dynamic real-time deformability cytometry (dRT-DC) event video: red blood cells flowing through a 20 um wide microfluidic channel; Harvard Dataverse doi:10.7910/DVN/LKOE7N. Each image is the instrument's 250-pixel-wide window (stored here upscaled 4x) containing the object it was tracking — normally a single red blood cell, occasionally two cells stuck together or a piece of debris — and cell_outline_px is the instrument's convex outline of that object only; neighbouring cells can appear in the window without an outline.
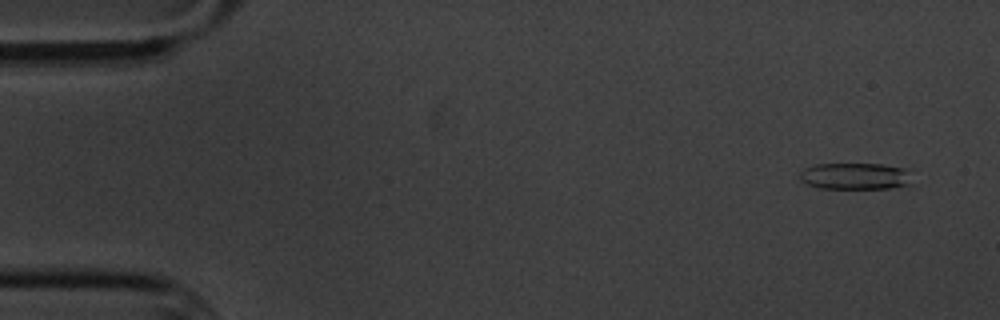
{"species": "common noctule bat (a hibernating species)", "species_latin": "Nyctalus noctula", "temperature_condition": "cold", "stored_images_in_passage": 7, "camera_frame_rate_fps": 3000, "um_per_image_px": 0.085, "animal": {"sex": "male", "body_mass_g": 20.1, "forearm_length_mm": 53.5}, "frame": {"image": 1, "passage_image": 2, "time_ms": 1.0, "image_size_px": [1000, 320], "cell_outline_px": [[908, 184], [888, 188], [820, 188], [808, 184], [800, 180], [800, 172], [804, 168], [816, 164], [880, 164], [904, 168]], "centroid_in_image_um": [72.57, 14.96], "position_along_channel_um": 12.4, "area_um2": 16.88}}
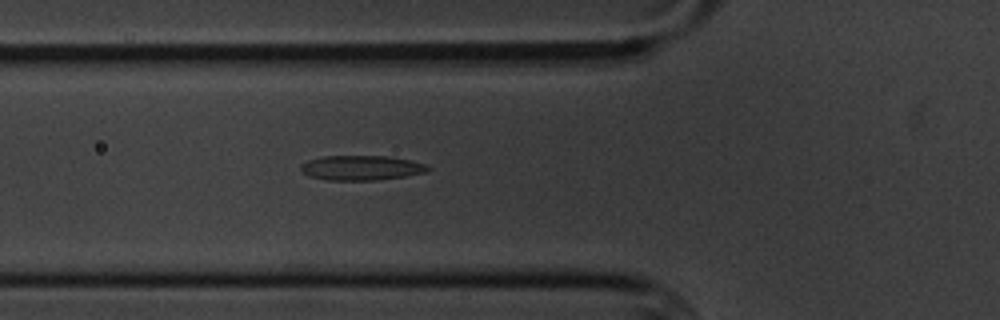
{"frame": {"image": 2, "passage_image": 7, "time_ms": 6.667, "image_size_px": [1000, 320], "cell_outline_px": [[432, 168], [424, 172], [404, 176], [376, 180], [328, 180], [308, 176], [300, 168], [300, 164], [308, 160], [320, 156], [392, 156], [424, 164]], "centroid_in_image_um": [30.67, 14.26], "position_along_channel_um": 95.1, "area_um2": 18.26}}